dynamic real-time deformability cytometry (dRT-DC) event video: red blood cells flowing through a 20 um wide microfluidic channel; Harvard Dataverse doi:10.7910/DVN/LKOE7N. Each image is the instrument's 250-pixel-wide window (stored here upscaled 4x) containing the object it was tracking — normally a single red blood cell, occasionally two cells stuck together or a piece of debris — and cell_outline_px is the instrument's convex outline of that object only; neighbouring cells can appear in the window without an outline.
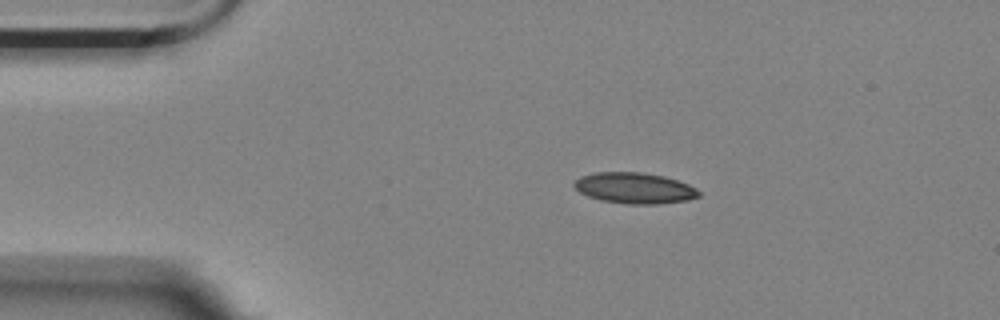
{"species": "Egyptian fruit bat (a non-hibernating species)", "species_latin": "Rousettus aegyptiacus", "temperature_condition": "room temperature", "stored_images_in_passage": 4, "camera_frame_rate_fps": 3000, "um_per_image_px": 0.085, "animal": {"sex": "female"}, "frame": {"image": 1, "passage_image": 2, "time_ms": 0.333, "image_size_px": [1000, 320], "cell_outline_px": [[700, 196], [688, 200], [660, 204], [628, 204], [600, 200], [588, 196], [580, 192], [572, 184], [580, 176], [592, 172], [640, 172], [664, 176], [688, 184], [696, 188], [700, 192]], "centroid_in_image_um": [53.93, 15.98], "position_along_channel_um": 31.1, "area_um2": 22.54}}